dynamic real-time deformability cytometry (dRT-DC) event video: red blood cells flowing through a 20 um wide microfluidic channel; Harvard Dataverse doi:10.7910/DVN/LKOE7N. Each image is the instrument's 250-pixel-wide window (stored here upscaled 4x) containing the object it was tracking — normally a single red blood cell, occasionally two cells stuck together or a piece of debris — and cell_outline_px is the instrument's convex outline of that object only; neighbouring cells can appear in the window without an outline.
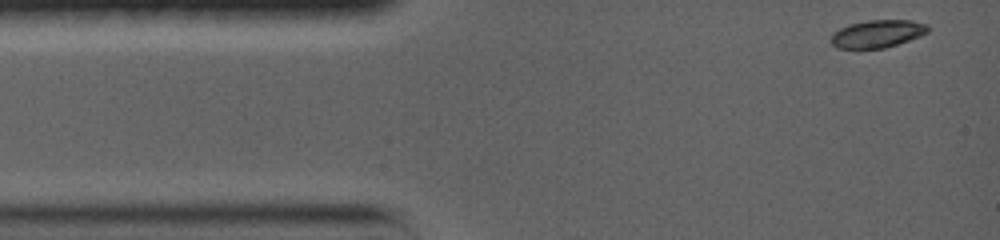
{"species": "common noctule bat (a hibernating species)", "species_latin": "Nyctalus noctula", "temperature_condition": "warm", "stored_images_in_passage": 42, "camera_frame_rate_fps": 5000, "um_per_image_px": 0.085, "animal": {"sex": "female", "body_mass_g": 19.0, "forearm_length_mm": 56.7}, "frame": {"image": 1, "passage_image": 1, "time_ms": 0.0, "image_size_px": [1000, 240], "cell_outline_px": [[928, 32], [920, 36], [884, 48], [836, 48], [828, 40], [832, 32], [848, 24], [868, 20], [912, 20], [928, 24]], "centroid_in_image_um": [74.53, 2.86], "position_along_channel_um": 10.5, "area_um2": 15.72}}
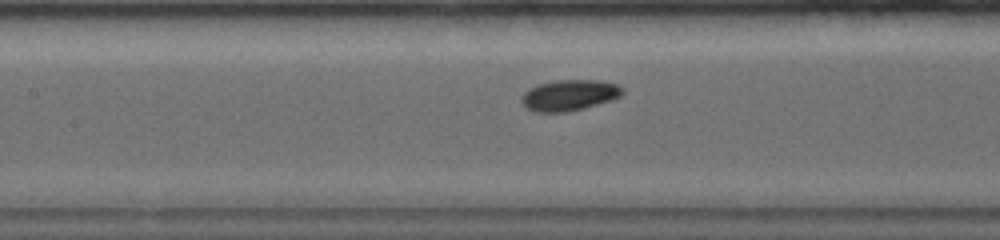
{"frame": {"image": 2, "passage_image": 18, "time_ms": 5.8, "image_size_px": [1000, 240], "cell_outline_px": [[624, 92], [620, 96], [612, 100], [584, 108], [568, 112], [536, 112], [528, 108], [520, 100], [520, 96], [528, 88], [536, 84], [556, 80], [600, 80], [620, 84], [624, 88]], "centroid_in_image_um": [48.41, 8.08], "position_along_channel_um": 159.0, "area_um2": 18.5}}
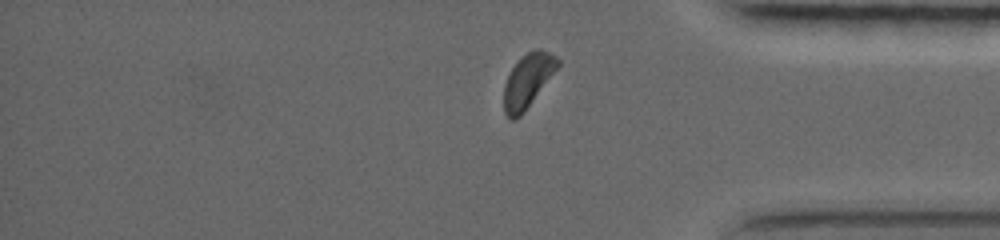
{"frame": {"image": 3, "passage_image": 38, "time_ms": 12.4, "image_size_px": [1000, 240], "cell_outline_px": [[560, 64], [524, 112], [520, 116], [512, 120], [508, 120], [504, 112], [504, 84], [512, 68], [528, 52], [536, 48], [540, 48], [556, 56], [560, 60]], "centroid_in_image_um": [44.85, 6.88], "position_along_channel_um": 390.3, "area_um2": 16.53}, "authors_computed_cell_mechanics": {"area_um2": 16.9643, "velocity_mm_per_s": 3.676, "shape_relaxation_time_tau1_ms": 1.3756, "shape_relaxation_time_tau2_ms": null, "deformation_change_tau1": 0.0913, "deformation_change_tau2": null}}